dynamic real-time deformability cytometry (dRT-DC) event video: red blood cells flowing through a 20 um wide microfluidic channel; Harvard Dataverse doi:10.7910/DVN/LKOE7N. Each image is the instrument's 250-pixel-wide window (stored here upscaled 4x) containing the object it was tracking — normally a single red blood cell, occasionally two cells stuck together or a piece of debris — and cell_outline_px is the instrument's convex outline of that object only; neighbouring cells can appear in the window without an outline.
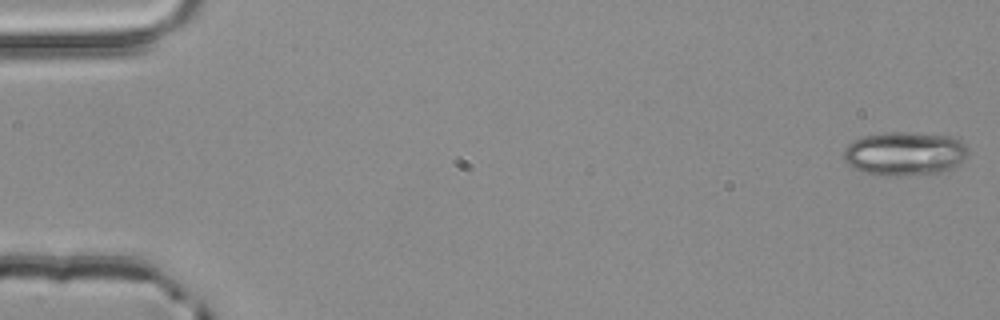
{"species": "common noctule bat (a hibernating species)", "species_latin": "Nyctalus noctula", "temperature_condition": "room temperature", "stored_images_in_passage": 4, "camera_frame_rate_fps": 3000, "um_per_image_px": 0.085, "animal": {"sex": "male", "body_mass_g": 20.4}, "frame": {"image": 1, "passage_image": 1, "time_ms": 0.0, "image_size_px": [1000, 320], "cell_outline_px": [[968, 152], [952, 168], [944, 172], [888, 176], [880, 176], [860, 172], [852, 168], [844, 160], [844, 148], [848, 144], [860, 136], [884, 132], [908, 132], [952, 136], [960, 140], [968, 148]], "centroid_in_image_um": [76.83, 13.05], "position_along_channel_um": 8.2, "area_um2": 31.96}}